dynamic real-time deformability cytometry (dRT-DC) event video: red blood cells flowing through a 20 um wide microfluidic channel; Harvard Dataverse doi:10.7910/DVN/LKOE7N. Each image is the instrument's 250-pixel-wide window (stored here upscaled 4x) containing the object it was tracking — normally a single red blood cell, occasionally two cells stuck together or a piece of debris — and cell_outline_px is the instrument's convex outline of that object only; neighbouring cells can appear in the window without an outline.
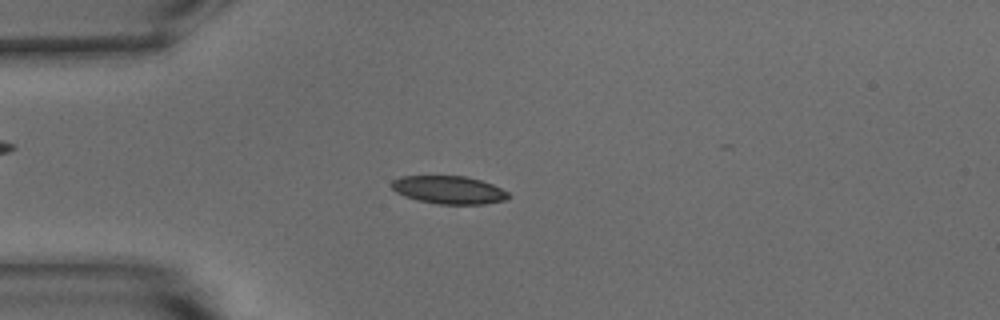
{"species": "common noctule bat (a hibernating species)", "species_latin": "Nyctalus noctula", "temperature_condition": "warm", "stored_images_in_passage": 50, "camera_frame_rate_fps": 3000, "um_per_image_px": 0.085, "animal": {"sex": "male", "body_mass_g": 15.6}, "frame": {"image": 1, "passage_image": 14, "time_ms": 4.333, "image_size_px": [1000, 320], "cell_outline_px": [[512, 196], [504, 200], [484, 204], [440, 204], [416, 200], [404, 196], [396, 192], [392, 188], [392, 180], [400, 176], [464, 176], [480, 180], [492, 184], [508, 192]], "centroid_in_image_um": [38.14, 16.14], "position_along_channel_um": 46.9, "area_um2": 19.02}}
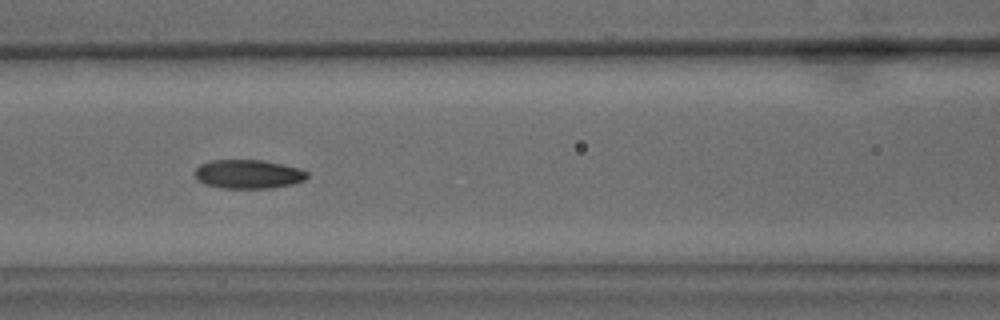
{"frame": {"image": 2, "passage_image": 23, "time_ms": 7.333, "image_size_px": [1000, 320], "cell_outline_px": [[308, 176], [304, 180], [292, 184], [268, 188], [220, 188], [204, 184], [196, 180], [196, 168], [200, 164], [212, 160], [260, 160], [300, 168], [308, 172]], "centroid_in_image_um": [21.08, 14.8], "position_along_channel_um": 145.5, "area_um2": 18.84}}
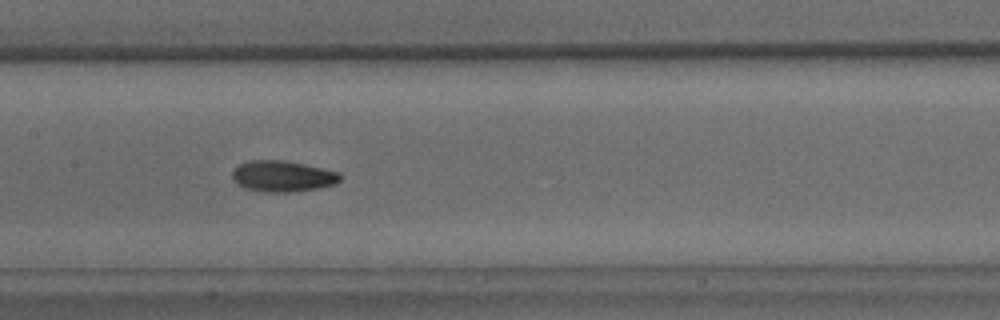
{"frame": {"image": 3, "passage_image": 26, "time_ms": 8.333, "image_size_px": [1000, 320], "cell_outline_px": [[344, 176], [336, 184], [316, 188], [288, 192], [268, 192], [244, 188], [236, 184], [232, 180], [232, 172], [240, 164], [248, 160], [284, 160], [304, 164], [340, 172]], "centroid_in_image_um": [24.02, 14.97], "position_along_channel_um": 183.4, "area_um2": 19.59}, "authors_computed_cell_mechanics": {"area_um2": 18.7561, "velocity_mm_per_s": 3.792, "shape_relaxation_time_tau1_ms": 3.3269, "shape_relaxation_time_tau2_ms": 1.6525, "deformation_change_tau1": 0.1277, "deformation_change_tau2": 0.0673}}